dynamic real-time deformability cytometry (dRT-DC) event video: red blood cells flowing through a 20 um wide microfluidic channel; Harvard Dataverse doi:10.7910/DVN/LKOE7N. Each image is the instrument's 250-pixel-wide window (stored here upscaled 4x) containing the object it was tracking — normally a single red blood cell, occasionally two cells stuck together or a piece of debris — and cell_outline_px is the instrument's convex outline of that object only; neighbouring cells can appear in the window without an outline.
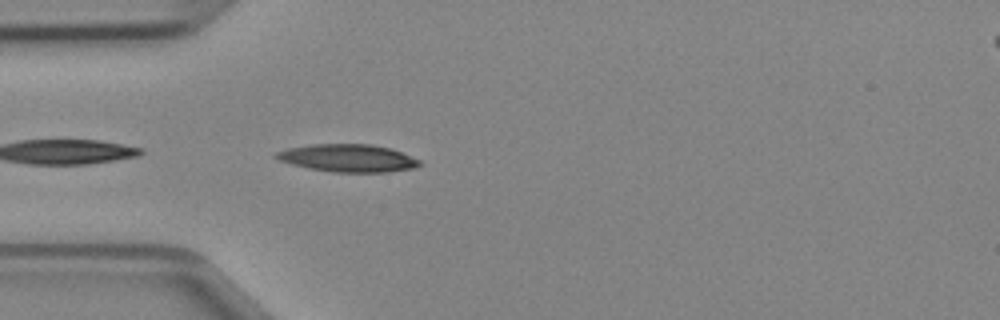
{"species": "Egyptian fruit bat (a non-hibernating species)", "species_latin": "Rousettus aegyptiacus", "temperature_condition": "cold", "stored_images_in_passage": 4, "camera_frame_rate_fps": 3000, "um_per_image_px": 0.085, "animal": {"sex": "female"}, "frame": {"image": 1, "passage_image": 1, "time_ms": 0.0, "image_size_px": [1000, 320], "cell_outline_px": [[424, 164], [416, 168], [388, 172], [332, 172], [308, 168], [292, 164], [280, 160], [272, 156], [276, 152], [288, 148], [312, 144], [372, 144], [392, 148], [420, 160]], "centroid_in_image_um": [29.62, 13.44], "position_along_channel_um": 55.4, "area_um2": 23.29}}